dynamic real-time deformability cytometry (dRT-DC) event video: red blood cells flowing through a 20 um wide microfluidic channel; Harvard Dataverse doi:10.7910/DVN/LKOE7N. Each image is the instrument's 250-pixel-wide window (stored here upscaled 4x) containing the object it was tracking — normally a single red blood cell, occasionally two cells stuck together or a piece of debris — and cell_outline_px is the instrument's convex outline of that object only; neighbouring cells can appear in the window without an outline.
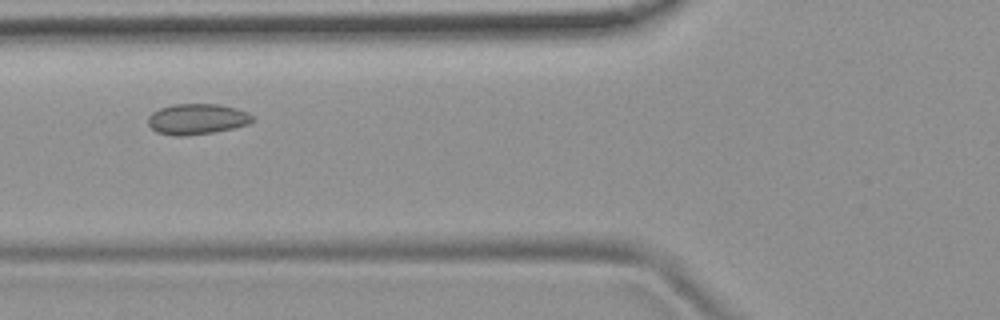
{"species": "common noctule bat (a hibernating species)", "species_latin": "Nyctalus noctula", "temperature_condition": "room temperature", "stored_images_in_passage": 4, "camera_frame_rate_fps": 3000, "um_per_image_px": 0.085, "animal": {"sex": "female", "body_mass_g": 19.9}, "frame": {"image": 1, "passage_image": 3, "time_ms": 3.0, "image_size_px": [1000, 320], "cell_outline_px": [[252, 120], [248, 124], [232, 128], [212, 132], [184, 136], [172, 136], [156, 132], [148, 124], [148, 116], [152, 112], [160, 108], [172, 104], [220, 104], [236, 108], [248, 112], [252, 116]], "centroid_in_image_um": [16.71, 10.11], "position_along_channel_um": 109.1, "area_um2": 18.67}}
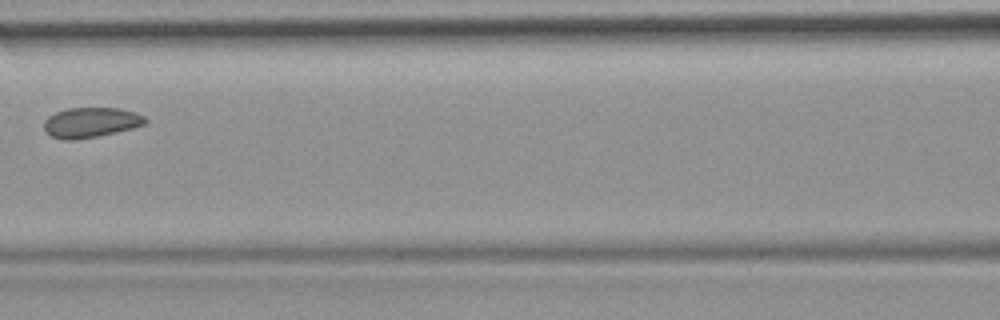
{"frame": {"image": 2, "passage_image": 4, "time_ms": 4.333, "image_size_px": [1000, 320], "cell_outline_px": [[148, 120], [144, 124], [132, 128], [116, 132], [76, 140], [60, 140], [52, 136], [44, 128], [44, 120], [48, 116], [56, 112], [68, 108], [120, 108], [136, 112], [144, 116]], "centroid_in_image_um": [7.72, 10.4], "position_along_channel_um": 158.9, "area_um2": 17.74}}